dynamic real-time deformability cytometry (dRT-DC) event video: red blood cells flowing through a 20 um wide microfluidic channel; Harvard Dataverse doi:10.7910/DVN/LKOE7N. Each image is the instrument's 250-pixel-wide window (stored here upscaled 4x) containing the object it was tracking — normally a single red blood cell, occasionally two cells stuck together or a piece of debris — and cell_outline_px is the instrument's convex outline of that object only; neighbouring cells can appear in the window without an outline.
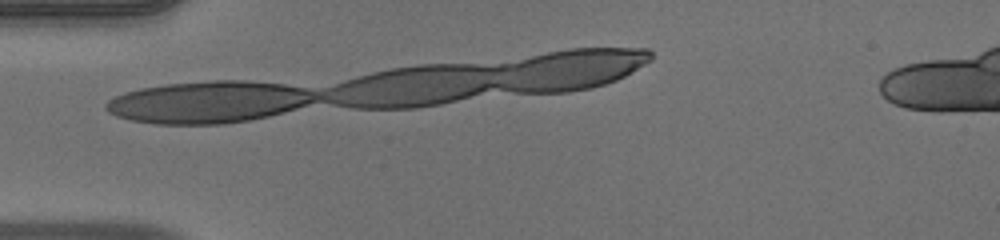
{"species": "human", "species_latin": "Homo sapiens", "temperature_condition": "warm", "stored_images_in_passage": 13, "camera_frame_rate_fps": 3000, "um_per_image_px": 0.085, "donor": {"sex": "male"}, "frame": {"image": 1, "passage_image": 10, "time_ms": 3.0, "image_size_px": [1000, 240], "cell_outline_px": [[312, 100], [276, 112], [260, 116], [240, 120], [144, 120], [136, 92], [156, 88], [188, 84], [272, 84], [296, 88], [312, 96]], "centroid_in_image_um": [18.51, 8.62], "position_along_channel_um": 66.5, "area_um2": 37.74}}